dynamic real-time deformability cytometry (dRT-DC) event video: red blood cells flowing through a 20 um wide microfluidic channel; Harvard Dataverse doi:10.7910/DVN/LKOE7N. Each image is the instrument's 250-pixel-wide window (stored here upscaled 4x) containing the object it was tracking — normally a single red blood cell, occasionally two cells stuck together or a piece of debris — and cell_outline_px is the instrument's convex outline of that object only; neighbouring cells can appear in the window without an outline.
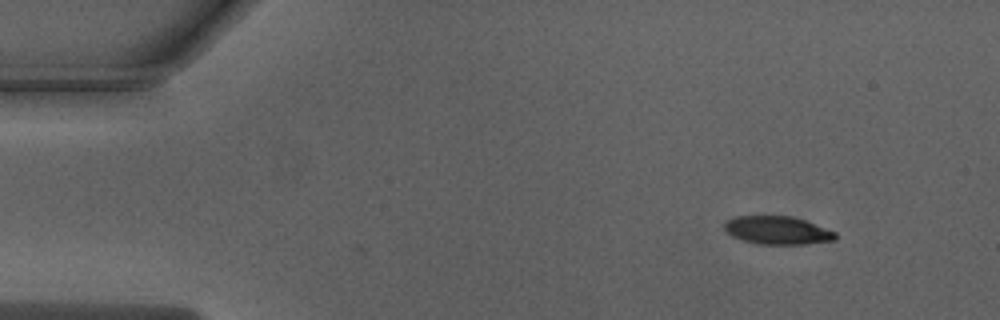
{"species": "Egyptian fruit bat (a non-hibernating species)", "species_latin": "Rousettus aegyptiacus", "temperature_condition": "warm", "stored_images_in_passage": 3, "camera_frame_rate_fps": 3000, "um_per_image_px": 0.085, "animal": {"sex": "male"}, "frame": {"image": 1, "passage_image": 1, "time_ms": 0.0, "image_size_px": [1000, 320], "cell_outline_px": [[836, 240], [804, 244], [760, 244], [744, 240], [732, 236], [724, 228], [724, 220], [736, 216], [792, 216], [804, 220], [836, 232]], "centroid_in_image_um": [66.07, 19.57], "position_along_channel_um": 18.9, "area_um2": 18.09}}